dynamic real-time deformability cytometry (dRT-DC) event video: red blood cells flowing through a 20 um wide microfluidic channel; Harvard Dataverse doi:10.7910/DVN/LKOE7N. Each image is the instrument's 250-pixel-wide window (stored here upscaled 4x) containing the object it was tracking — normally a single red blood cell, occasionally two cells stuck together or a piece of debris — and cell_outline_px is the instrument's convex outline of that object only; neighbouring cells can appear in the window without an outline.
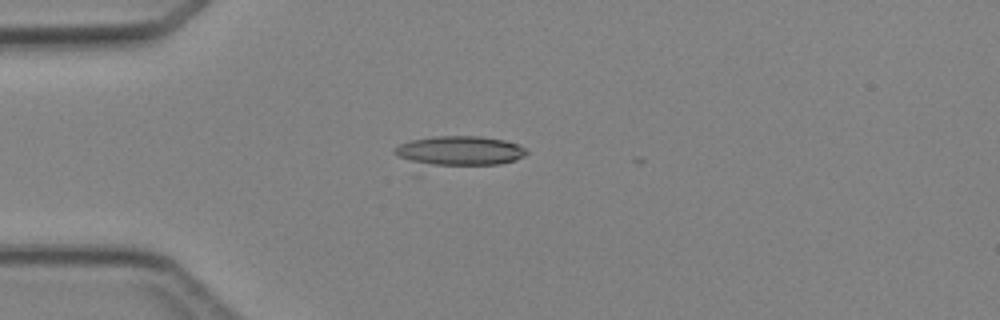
{"species": "Egyptian fruit bat (a non-hibernating species)", "species_latin": "Rousettus aegyptiacus", "temperature_condition": "cold", "stored_images_in_passage": 5, "camera_frame_rate_fps": 3000, "um_per_image_px": 0.085, "animal": {"sex": "female"}, "frame": {"image": 1, "passage_image": 4, "time_ms": 4.333, "image_size_px": [1000, 320], "cell_outline_px": [[528, 152], [524, 156], [500, 164], [420, 164], [400, 156], [392, 152], [400, 144], [412, 140], [432, 136], [480, 136], [504, 140], [520, 144]], "centroid_in_image_um": [39.1, 12.79], "position_along_channel_um": 45.9, "area_um2": 22.14}}